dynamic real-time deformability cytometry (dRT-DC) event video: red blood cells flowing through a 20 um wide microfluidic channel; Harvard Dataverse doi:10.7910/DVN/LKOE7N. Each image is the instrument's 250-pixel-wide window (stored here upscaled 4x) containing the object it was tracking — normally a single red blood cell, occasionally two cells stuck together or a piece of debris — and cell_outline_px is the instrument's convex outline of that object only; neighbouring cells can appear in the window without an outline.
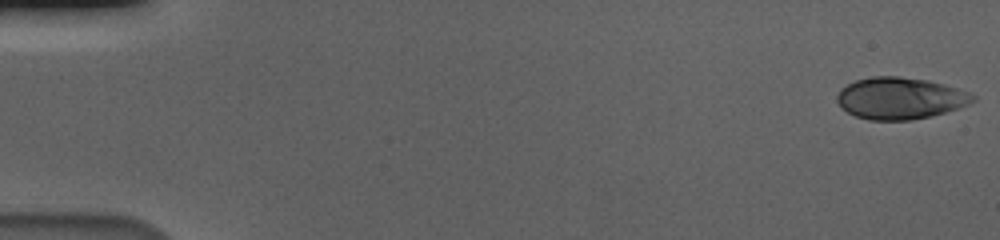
{"species": "human", "species_latin": "Homo sapiens", "temperature_condition": "cold", "stored_images_in_passage": 57, "camera_frame_rate_fps": 3000, "um_per_image_px": 0.085, "donor": {"sex": "male"}, "frame": {"image": 1, "passage_image": 1, "time_ms": 0.0, "image_size_px": [1000, 240], "cell_outline_px": [[976, 100], [968, 104], [944, 112], [928, 116], [908, 120], [868, 120], [856, 116], [840, 108], [836, 100], [836, 96], [840, 88], [856, 80], [872, 76], [900, 76], [928, 80], [944, 84], [968, 92], [976, 96]], "centroid_in_image_um": [76.46, 8.34], "position_along_channel_um": 8.5, "area_um2": 33.0}}
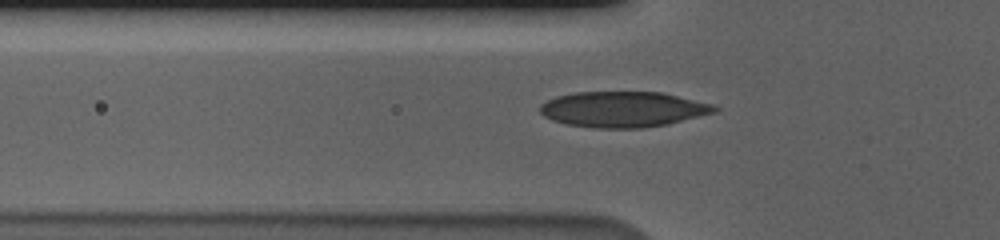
{"frame": {"image": 2, "passage_image": 20, "time_ms": 6.333, "image_size_px": [1000, 240], "cell_outline_px": [[720, 108], [716, 112], [668, 124], [644, 128], [592, 128], [568, 124], [552, 120], [544, 116], [540, 112], [540, 104], [556, 96], [576, 92], [660, 92], [716, 104]], "centroid_in_image_um": [52.99, 9.29], "position_along_channel_um": 72.8, "area_um2": 36.41}}
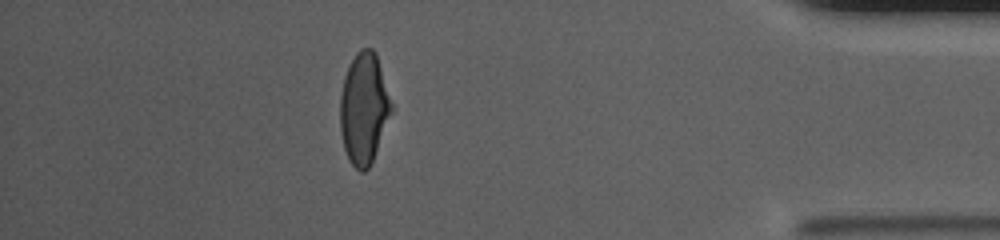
{"frame": {"image": 3, "passage_image": 51, "time_ms": 16.667, "image_size_px": [1000, 240], "cell_outline_px": [[392, 108], [372, 160], [368, 168], [364, 172], [360, 172], [352, 164], [344, 148], [340, 132], [340, 96], [344, 76], [356, 52], [360, 48], [372, 48], [376, 52], [392, 104]], "centroid_in_image_um": [30.9, 9.18], "position_along_channel_um": 404.3, "area_um2": 32.66}, "authors_computed_cell_mechanics": {"area_um2": 34.391, "velocity_mm_per_s": 3.6008, "shape_relaxation_time_tau1_ms": 4.3144, "shape_relaxation_time_tau2_ms": null, "deformation_change_tau1": 0.1711, "deformation_change_tau2": null}}